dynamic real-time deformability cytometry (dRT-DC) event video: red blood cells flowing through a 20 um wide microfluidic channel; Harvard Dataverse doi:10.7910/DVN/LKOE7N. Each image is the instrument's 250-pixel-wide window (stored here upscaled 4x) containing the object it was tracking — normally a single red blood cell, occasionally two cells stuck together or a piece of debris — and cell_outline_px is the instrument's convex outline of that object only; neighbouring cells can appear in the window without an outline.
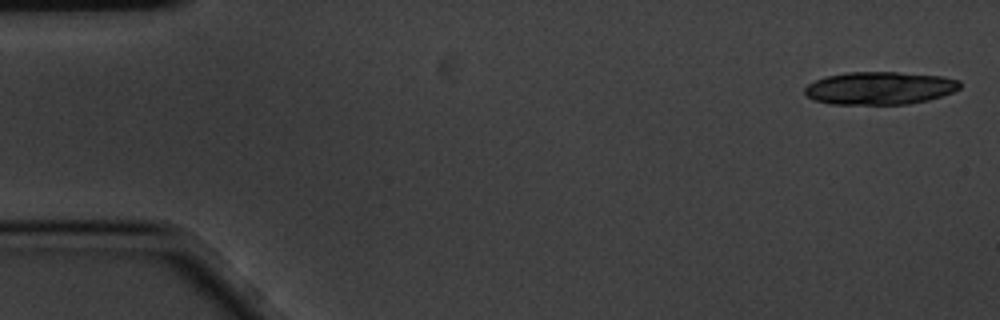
{"species": "common noctule bat (a hibernating species)", "species_latin": "Nyctalus noctula", "temperature_condition": "cold", "stored_images_in_passage": 4, "camera_frame_rate_fps": 3000, "um_per_image_px": 0.085, "animal": {"sex": "male", "body_mass_g": 20.1, "forearm_length_mm": 53.5}, "frame": {"image": 1, "passage_image": 1, "time_ms": 0.0, "image_size_px": [1000, 320], "cell_outline_px": [[960, 88], [952, 92], [928, 100], [908, 104], [828, 104], [812, 100], [804, 92], [804, 88], [808, 84], [824, 76], [848, 72], [896, 72], [944, 76], [960, 80]], "centroid_in_image_um": [74.75, 7.49], "position_along_channel_um": 10.2, "area_um2": 29.82}}